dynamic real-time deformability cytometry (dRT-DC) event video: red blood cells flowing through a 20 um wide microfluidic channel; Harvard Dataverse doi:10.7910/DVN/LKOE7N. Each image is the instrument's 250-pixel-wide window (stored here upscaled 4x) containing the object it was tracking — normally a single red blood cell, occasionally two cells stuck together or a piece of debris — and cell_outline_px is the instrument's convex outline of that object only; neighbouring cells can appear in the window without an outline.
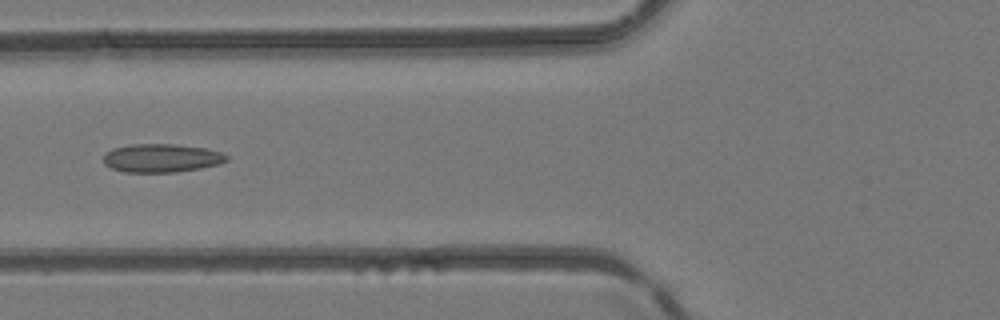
{"species": "common noctule bat (a hibernating species)", "species_latin": "Nyctalus noctula", "temperature_condition": "room temperature", "stored_images_in_passage": 6, "camera_frame_rate_fps": 3000, "um_per_image_px": 0.085, "animal": {"sex": "female", "body_mass_g": 24.6, "forearm_length_mm": 56.2}, "frame": {"image": 1, "passage_image": 6, "time_ms": 1.667, "image_size_px": [1000, 320], "cell_outline_px": [[228, 160], [220, 164], [200, 168], [176, 172], [124, 172], [112, 168], [104, 164], [104, 152], [112, 148], [128, 144], [172, 144], [204, 148], [220, 152], [228, 156]], "centroid_in_image_um": [13.69, 13.43], "position_along_channel_um": 112.1, "area_um2": 20.46}}